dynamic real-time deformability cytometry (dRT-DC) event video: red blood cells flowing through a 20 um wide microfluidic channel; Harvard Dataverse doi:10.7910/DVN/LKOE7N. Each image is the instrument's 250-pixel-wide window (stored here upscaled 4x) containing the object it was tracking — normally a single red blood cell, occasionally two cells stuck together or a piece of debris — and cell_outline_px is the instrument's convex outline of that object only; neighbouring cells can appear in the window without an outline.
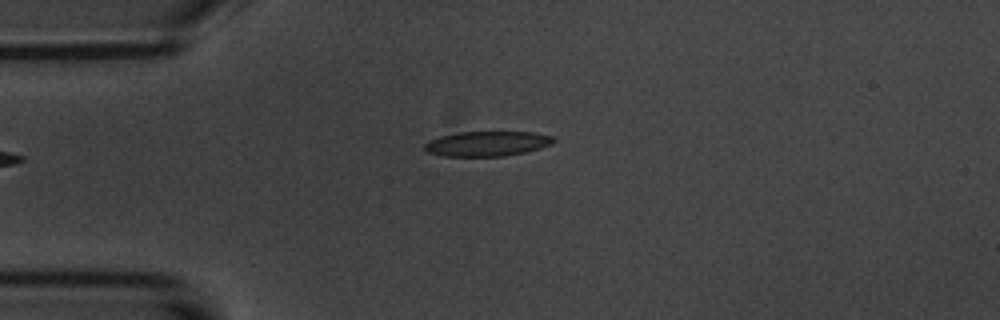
{"species": "common noctule bat (a hibernating species)", "species_latin": "Nyctalus noctula", "temperature_condition": "room temperature", "stored_images_in_passage": 5, "camera_frame_rate_fps": 3000, "um_per_image_px": 0.085, "animal": {"sex": "male", "body_mass_g": 20.1, "forearm_length_mm": 53.5}, "frame": {"image": 1, "passage_image": 5, "time_ms": 4.333, "image_size_px": [1000, 320], "cell_outline_px": [[556, 140], [552, 144], [540, 148], [524, 152], [504, 156], [444, 156], [428, 152], [424, 148], [424, 144], [428, 140], [440, 136], [460, 132], [532, 132], [552, 136]], "centroid_in_image_um": [41.4, 12.21], "position_along_channel_um": 43.6, "area_um2": 18.67}}